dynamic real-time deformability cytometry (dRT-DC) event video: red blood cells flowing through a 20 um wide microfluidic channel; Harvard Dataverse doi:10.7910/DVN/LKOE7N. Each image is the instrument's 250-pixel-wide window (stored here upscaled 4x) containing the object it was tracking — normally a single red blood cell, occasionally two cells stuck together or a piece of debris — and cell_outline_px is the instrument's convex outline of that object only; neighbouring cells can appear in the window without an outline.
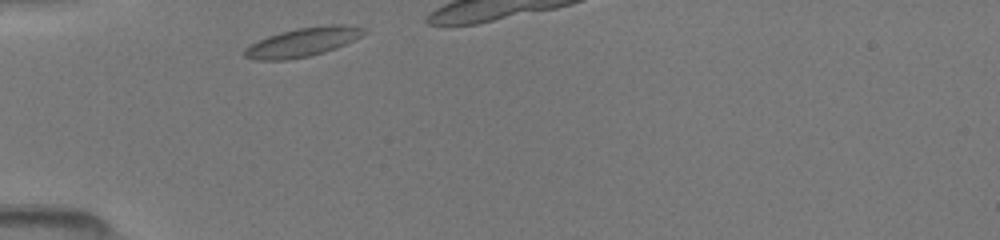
{"species": "common noctule bat (a hibernating species)", "species_latin": "Nyctalus noctula", "temperature_condition": "room temperature", "stored_images_in_passage": 17, "camera_frame_rate_fps": 3000, "um_per_image_px": 0.085, "animal": {"sex": "female", "body_mass_g": 19.5, "forearm_length_mm": 54.1}, "frame": {"image": 1, "passage_image": 1, "time_ms": 0.0, "image_size_px": [1000, 240], "cell_outline_px": [[368, 32], [336, 48], [324, 52], [308, 56], [288, 60], [256, 60], [244, 56], [244, 48], [268, 36], [280, 32], [296, 28], [332, 24], [348, 24], [368, 28]], "centroid_in_image_um": [25.78, 3.56], "position_along_channel_um": 59.2, "area_um2": 20.11}}
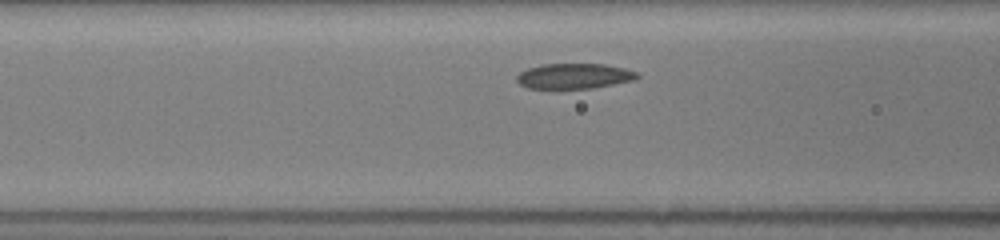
{"frame": {"image": 2, "passage_image": 12, "time_ms": 1.667, "image_size_px": [1000, 240], "cell_outline_px": [[640, 76], [636, 80], [592, 88], [528, 88], [520, 84], [516, 80], [516, 76], [520, 72], [528, 68], [544, 64], [604, 64], [624, 68], [636, 72]], "centroid_in_image_um": [48.82, 6.46], "position_along_channel_um": 117.8, "area_um2": 17.69}}